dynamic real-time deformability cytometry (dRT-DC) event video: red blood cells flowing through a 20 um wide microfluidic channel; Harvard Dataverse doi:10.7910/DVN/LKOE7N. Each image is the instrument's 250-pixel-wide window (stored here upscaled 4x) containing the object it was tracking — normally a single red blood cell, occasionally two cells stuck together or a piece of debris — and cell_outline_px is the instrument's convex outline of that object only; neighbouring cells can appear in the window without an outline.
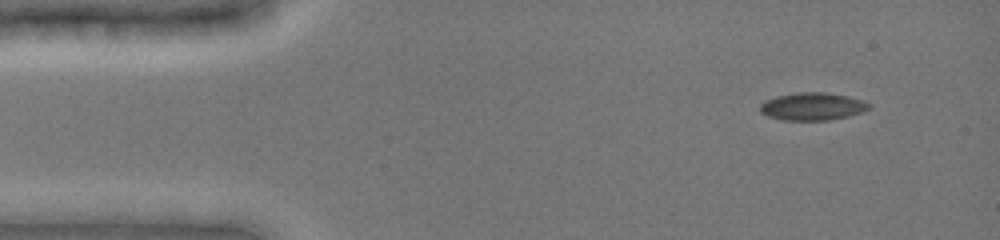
{"species": "common noctule bat (a hibernating species)", "species_latin": "Nyctalus noctula", "temperature_condition": "cold", "stored_images_in_passage": 59, "camera_frame_rate_fps": 3000, "um_per_image_px": 0.085, "animal": {"sex": "female", "body_mass_g": 19.0, "forearm_length_mm": 51.5}, "frame": {"image": 1, "passage_image": 1, "time_ms": 0.0, "image_size_px": [1000, 240], "cell_outline_px": [[872, 108], [848, 116], [828, 120], [784, 120], [768, 116], [760, 112], [760, 104], [764, 100], [776, 96], [796, 92], [824, 92], [848, 96], [872, 104]], "centroid_in_image_um": [69.04, 9.04], "position_along_channel_um": 16.0, "area_um2": 17.57}}
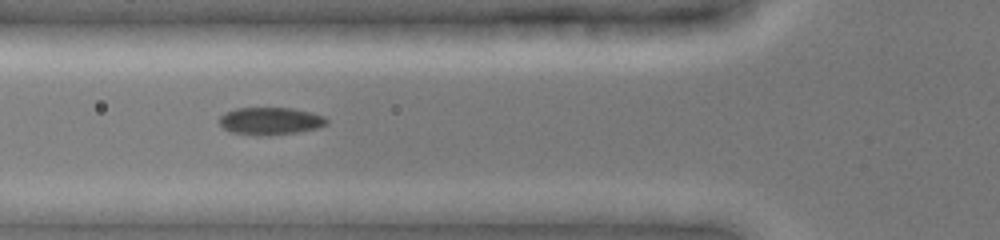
{"frame": {"image": 2, "passage_image": 22, "time_ms": 4.333, "image_size_px": [1000, 240], "cell_outline_px": [[328, 124], [316, 128], [296, 132], [260, 136], [256, 136], [232, 132], [224, 128], [220, 124], [220, 116], [224, 112], [236, 108], [292, 108], [312, 112], [324, 116], [328, 120]], "centroid_in_image_um": [22.98, 10.28], "position_along_channel_um": 102.8, "area_um2": 17.17}}
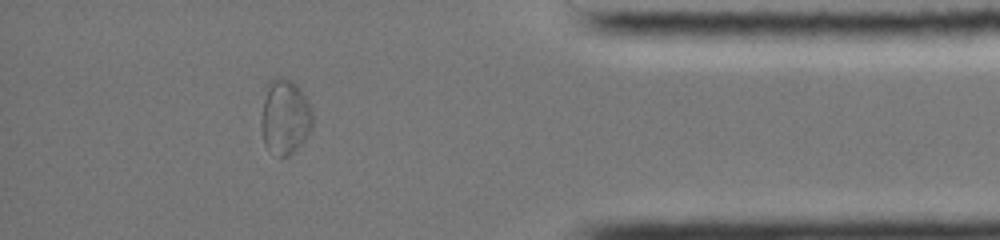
{"frame": {"image": 3, "passage_image": 55, "time_ms": 12.667, "image_size_px": [1000, 240], "cell_outline_px": [[312, 128], [308, 136], [288, 156], [280, 156], [268, 148], [264, 144], [260, 128], [260, 120], [268, 80], [280, 76], [292, 80], [300, 88], [312, 108]], "centroid_in_image_um": [24.22, 9.9], "position_along_channel_um": 411.0, "area_um2": 22.6}, "authors_computed_cell_mechanics": {"area_um2": 17.34, "velocity_mm_per_s": 3.9519, "shape_relaxation_time_tau1_ms": 10.0719, "shape_relaxation_time_tau2_ms": 5.2792, "deformation_change_tau1": 0.1726, "deformation_change_tau2": 0.0768}}